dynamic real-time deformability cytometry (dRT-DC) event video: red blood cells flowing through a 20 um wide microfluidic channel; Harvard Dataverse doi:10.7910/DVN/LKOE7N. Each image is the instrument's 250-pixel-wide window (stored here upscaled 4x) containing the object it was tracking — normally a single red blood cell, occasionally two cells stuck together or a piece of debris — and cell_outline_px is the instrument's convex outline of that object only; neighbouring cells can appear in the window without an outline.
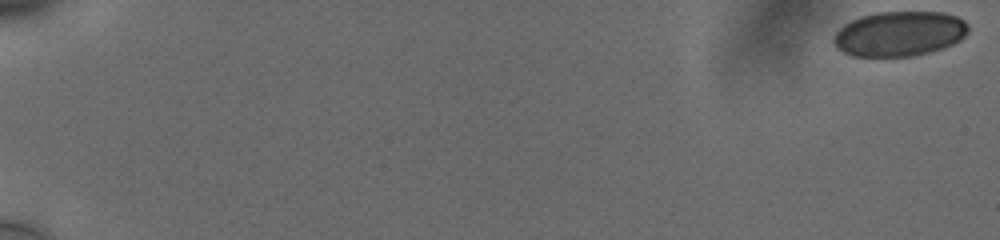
{"species": "human", "species_latin": "Homo sapiens", "temperature_condition": "cold", "stored_images_in_passage": 23, "camera_frame_rate_fps": 3000, "um_per_image_px": 0.085, "donor": {"sex": "male"}, "frame": {"image": 1, "passage_image": 1, "time_ms": 0.0, "image_size_px": [1000, 240], "cell_outline_px": [[968, 32], [960, 40], [952, 44], [928, 52], [912, 56], [852, 56], [836, 48], [832, 40], [836, 32], [844, 24], [860, 16], [876, 12], [944, 12], [956, 16], [964, 20], [968, 24]], "centroid_in_image_um": [76.43, 2.86], "position_along_channel_um": 8.6, "area_um2": 35.26}}
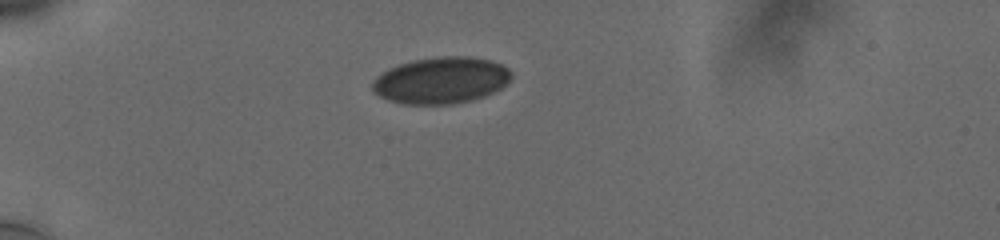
{"frame": {"image": 2, "passage_image": 18, "time_ms": 5.667, "image_size_px": [1000, 240], "cell_outline_px": [[512, 76], [508, 84], [484, 96], [472, 100], [452, 104], [400, 104], [388, 100], [372, 92], [372, 84], [376, 76], [388, 68], [412, 60], [440, 56], [468, 56], [492, 60], [508, 68], [512, 72]], "centroid_in_image_um": [37.49, 6.83], "position_along_channel_um": 47.5, "area_um2": 37.97}}